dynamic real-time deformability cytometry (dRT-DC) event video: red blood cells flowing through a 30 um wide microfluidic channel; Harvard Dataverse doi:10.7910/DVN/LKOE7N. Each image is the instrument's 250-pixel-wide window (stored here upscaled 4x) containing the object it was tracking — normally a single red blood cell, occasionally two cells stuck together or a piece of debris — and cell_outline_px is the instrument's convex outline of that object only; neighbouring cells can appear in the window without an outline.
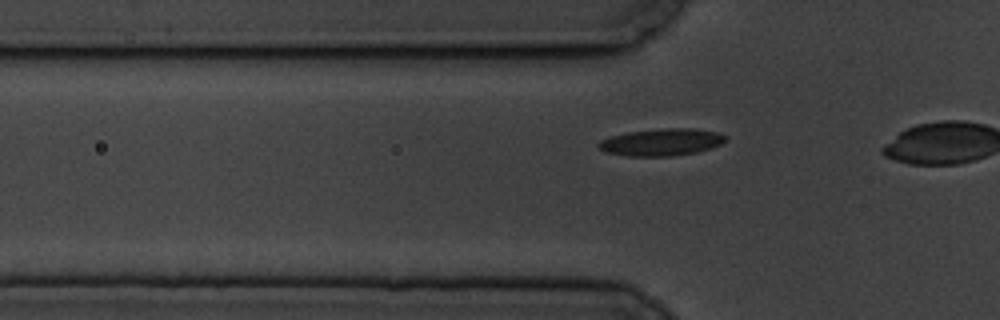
{"species": "common noctule bat (a hibernating species)", "species_latin": "Nyctalus noctula", "temperature_condition": "cold", "stored_images_in_passage": 5, "segment_of_instrument_passage": [2, 2], "camera_frame_rate_fps": 3000, "um_per_image_px": 0.085, "animal": {"sex": "male", "body_mass_g": 19.5, "forearm_length_mm": 54.6}, "frame": {"image": 1, "passage_image": 5, "time_ms": 5.667, "image_size_px": [1000, 320], "cell_outline_px": [[728, 140], [712, 148], [696, 152], [668, 156], [628, 156], [604, 152], [596, 144], [600, 140], [612, 136], [628, 132], [664, 128], [692, 128], [716, 132], [728, 136]], "centroid_in_image_um": [56.24, 12.08], "position_along_channel_um": 69.6, "area_um2": 20.06}}